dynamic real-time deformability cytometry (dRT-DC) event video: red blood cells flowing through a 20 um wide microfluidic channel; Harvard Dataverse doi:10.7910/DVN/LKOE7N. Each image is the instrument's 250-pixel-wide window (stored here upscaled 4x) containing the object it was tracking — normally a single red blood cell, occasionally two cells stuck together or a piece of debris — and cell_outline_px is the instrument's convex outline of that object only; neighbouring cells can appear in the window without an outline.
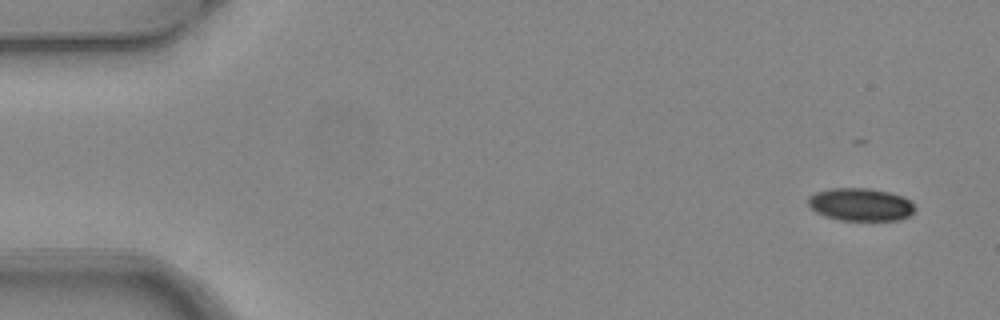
{"species": "common noctule bat (a hibernating species)", "species_latin": "Nyctalus noctula", "temperature_condition": "warm", "stored_images_in_passage": 6, "camera_frame_rate_fps": 3000, "um_per_image_px": 0.085, "animal": {"sex": "female", "body_mass_g": 24.6, "forearm_length_mm": 56.2}, "frame": {"image": 1, "passage_image": 1, "time_ms": 0.0, "image_size_px": [1000, 320], "cell_outline_px": [[912, 212], [908, 216], [900, 220], [840, 220], [824, 216], [816, 212], [808, 204], [808, 196], [816, 192], [832, 188], [868, 188], [888, 192], [900, 196], [908, 200], [912, 204]], "centroid_in_image_um": [73.09, 17.38], "position_along_channel_um": 11.9, "area_um2": 20.11}}
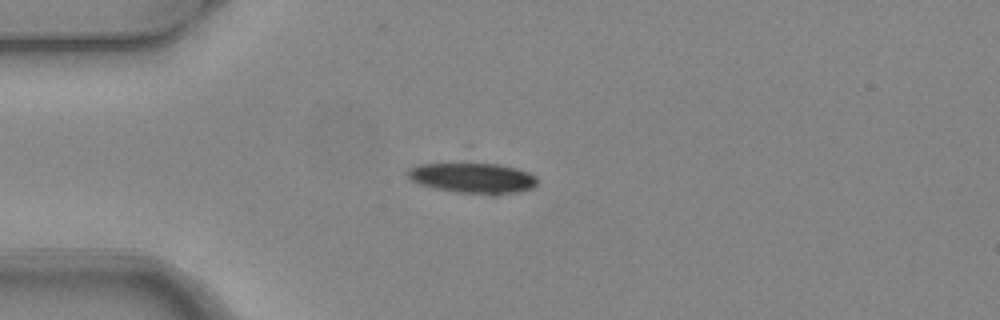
{"frame": {"image": 2, "passage_image": 4, "time_ms": 1.0, "image_size_px": [1000, 320], "cell_outline_px": [[536, 184], [532, 188], [516, 192], [496, 196], [492, 196], [456, 192], [436, 188], [420, 184], [412, 180], [408, 176], [408, 168], [420, 164], [468, 160], [500, 164], [516, 168], [528, 172], [536, 176]], "centroid_in_image_um": [40.19, 15.09], "position_along_channel_um": 44.8, "area_um2": 24.1}}
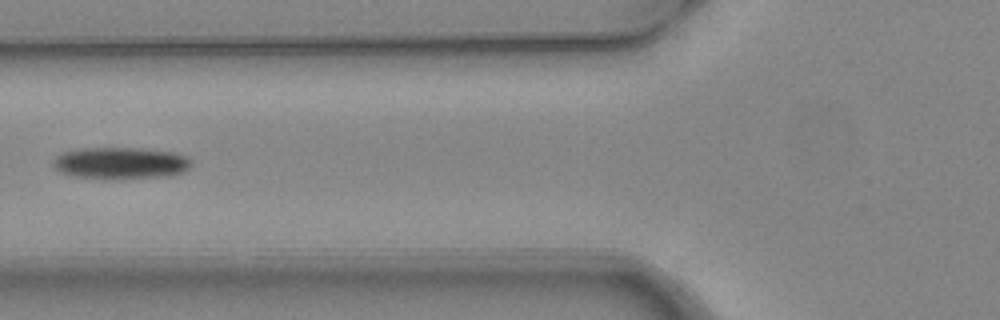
{"frame": {"image": 3, "passage_image": 6, "time_ms": 1.667, "image_size_px": [1000, 320], "cell_outline_px": [[192, 164], [184, 172], [172, 176], [116, 180], [108, 180], [72, 176], [60, 172], [52, 164], [52, 160], [60, 152], [80, 148], [140, 148], [172, 152], [188, 156], [192, 160]], "centroid_in_image_um": [10.25, 13.88], "position_along_channel_um": 115.6, "area_um2": 26.41}}